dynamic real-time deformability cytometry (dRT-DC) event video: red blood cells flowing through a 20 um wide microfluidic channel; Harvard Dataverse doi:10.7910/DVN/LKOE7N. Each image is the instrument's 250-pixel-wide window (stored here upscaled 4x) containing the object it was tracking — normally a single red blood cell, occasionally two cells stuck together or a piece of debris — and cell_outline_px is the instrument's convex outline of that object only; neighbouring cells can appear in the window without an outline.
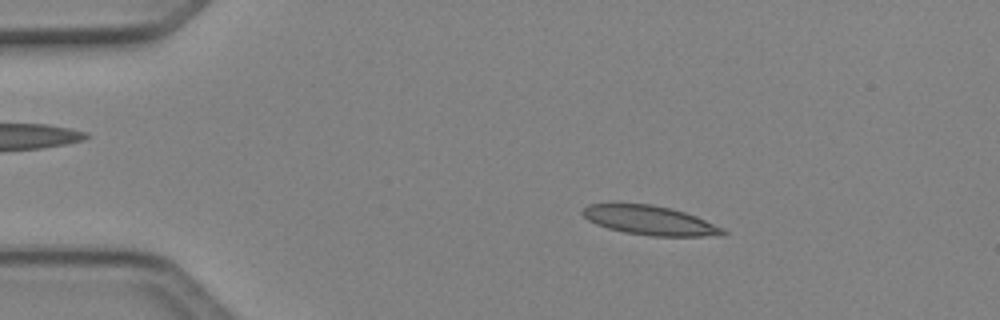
{"species": "Egyptian fruit bat (a non-hibernating species)", "species_latin": "Rousettus aegyptiacus", "temperature_condition": "cold", "stored_images_in_passage": 48, "camera_frame_rate_fps": 3000, "um_per_image_px": 0.085, "animal": {"sex": "female"}, "frame": {"image": 1, "passage_image": 8, "time_ms": 2.333, "image_size_px": [1000, 320], "cell_outline_px": [[728, 232], [724, 236], [648, 236], [624, 232], [608, 228], [596, 224], [588, 220], [580, 212], [588, 204], [652, 204], [684, 212], [696, 216], [724, 228]], "centroid_in_image_um": [55.27, 18.75], "position_along_channel_um": 29.7, "area_um2": 23.87}}
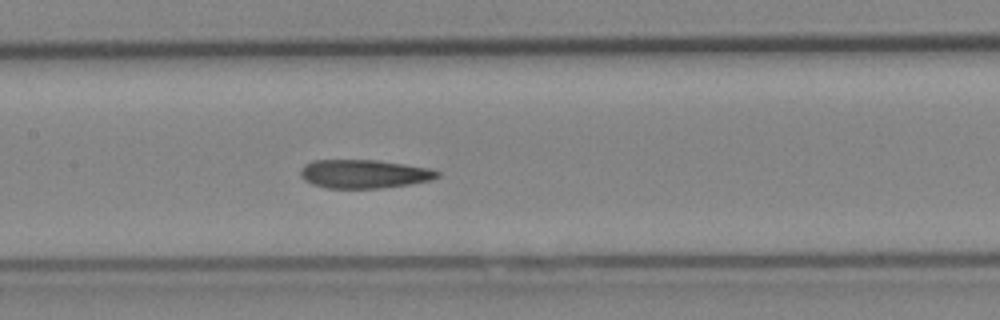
{"frame": {"image": 2, "passage_image": 23, "time_ms": 7.333, "image_size_px": [1000, 320], "cell_outline_px": [[440, 176], [428, 180], [408, 184], [380, 188], [328, 188], [312, 184], [304, 180], [300, 176], [300, 172], [304, 164], [312, 160], [376, 160], [404, 164], [428, 168], [440, 172]], "centroid_in_image_um": [30.89, 14.78], "position_along_channel_um": 176.5, "area_um2": 22.66}}
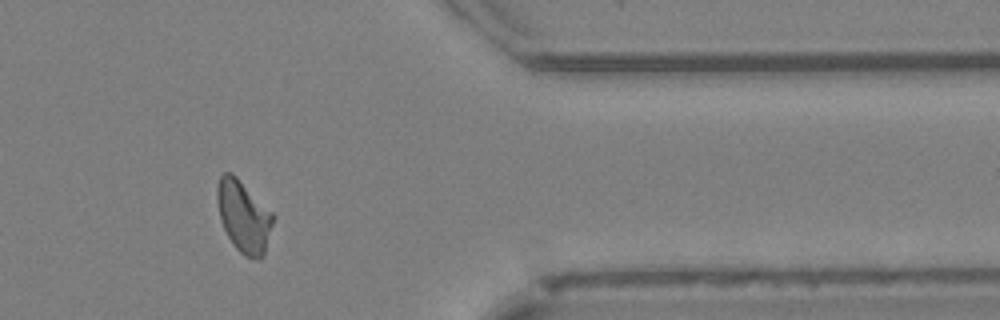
{"frame": {"image": 3, "passage_image": 40, "time_ms": 13.0, "image_size_px": [1000, 320], "cell_outline_px": [[276, 216], [264, 252], [260, 260], [244, 256], [236, 248], [228, 236], [224, 228], [220, 216], [216, 200], [216, 188], [220, 176], [224, 172], [232, 172]], "centroid_in_image_um": [20.71, 18.38], "position_along_channel_um": 390.7, "area_um2": 23.29}, "authors_computed_cell_mechanics": {"area_um2": 23.0911, "velocity_mm_per_s": 4.1105, "shape_relaxation_time_tau1_ms": null, "shape_relaxation_time_tau2_ms": 3.4338, "deformation_change_tau1": null, "deformation_change_tau2": 0.0912}}